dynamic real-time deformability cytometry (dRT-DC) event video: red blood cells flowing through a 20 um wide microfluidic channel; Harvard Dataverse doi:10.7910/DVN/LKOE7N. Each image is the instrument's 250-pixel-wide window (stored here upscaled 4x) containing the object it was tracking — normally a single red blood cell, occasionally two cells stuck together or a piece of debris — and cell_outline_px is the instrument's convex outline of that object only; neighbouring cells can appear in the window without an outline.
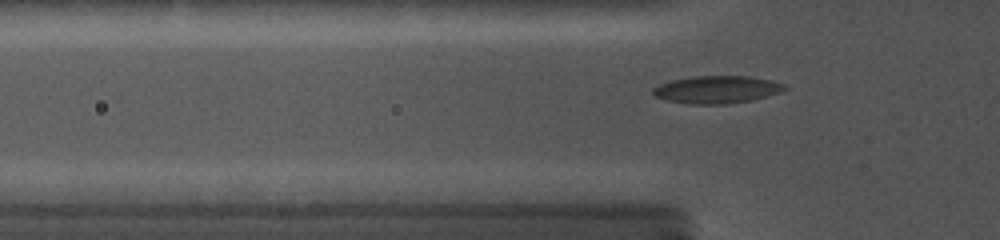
{"species": "common noctule bat (a hibernating species)", "species_latin": "Nyctalus noctula", "temperature_condition": "cold", "stored_images_in_passage": 29, "camera_frame_rate_fps": 5000, "um_per_image_px": 0.085, "animal": {"sex": "female", "body_mass_g": 19.0, "forearm_length_mm": 56.7}, "frame": {"image": 1, "passage_image": 12, "time_ms": 3.4, "image_size_px": [1000, 240], "cell_outline_px": [[788, 88], [752, 100], [724, 104], [696, 104], [668, 100], [656, 96], [652, 92], [652, 88], [660, 84], [672, 80], [692, 76], [748, 76], [768, 80], [784, 84]], "centroid_in_image_um": [60.89, 7.6], "position_along_channel_um": 64.9, "area_um2": 20.63}}
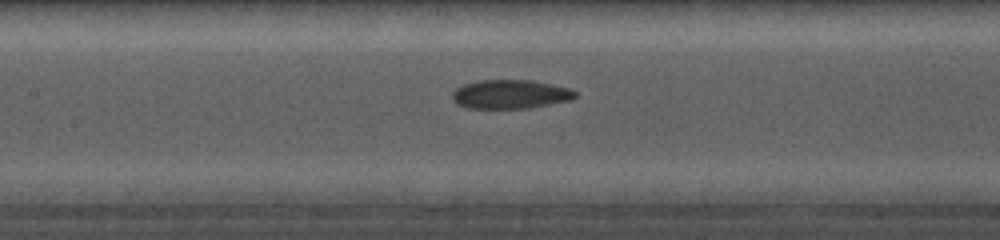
{"frame": {"image": 2, "passage_image": 22, "time_ms": 6.0, "image_size_px": [1000, 240], "cell_outline_px": [[576, 96], [568, 100], [528, 108], [468, 108], [460, 104], [452, 96], [456, 88], [464, 84], [480, 80], [532, 80], [568, 88], [576, 92]], "centroid_in_image_um": [43.38, 8.0], "position_along_channel_um": 164.0, "area_um2": 20.23}}
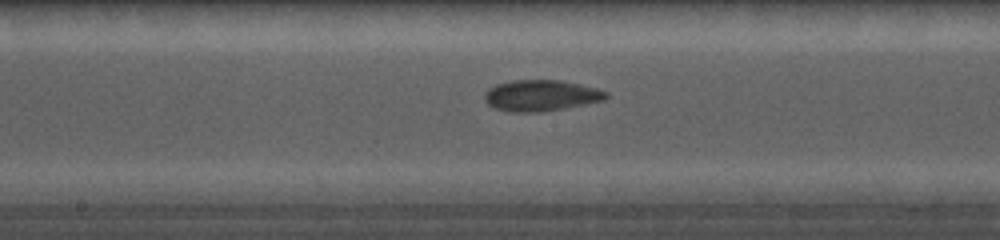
{"frame": {"image": 3, "passage_image": 25, "time_ms": 7.0, "image_size_px": [1000, 240], "cell_outline_px": [[608, 96], [600, 100], [564, 108], [544, 112], [508, 112], [496, 108], [488, 104], [484, 100], [484, 96], [496, 84], [512, 80], [560, 80], [608, 92]], "centroid_in_image_um": [45.92, 8.13], "position_along_channel_um": 202.3, "area_um2": 21.5}}